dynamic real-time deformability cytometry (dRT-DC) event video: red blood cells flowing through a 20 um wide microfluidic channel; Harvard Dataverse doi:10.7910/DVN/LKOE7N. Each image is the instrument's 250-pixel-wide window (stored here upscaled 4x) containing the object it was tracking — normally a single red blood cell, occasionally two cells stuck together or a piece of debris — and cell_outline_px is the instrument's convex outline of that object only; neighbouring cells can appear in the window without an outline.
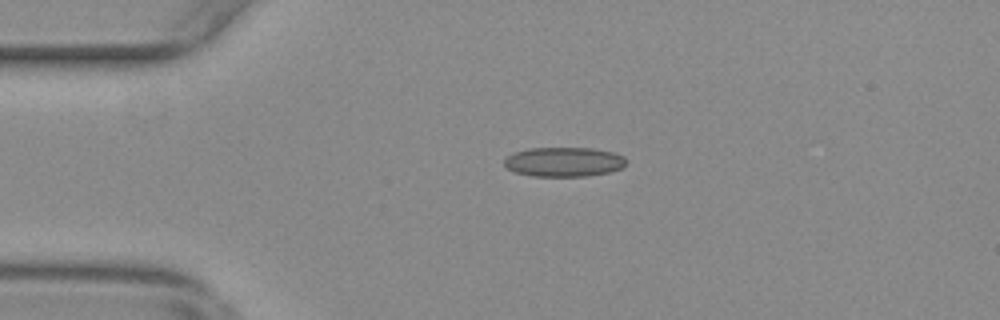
{"species": "common noctule bat (a hibernating species)", "species_latin": "Nyctalus noctula", "temperature_condition": "warm", "stored_images_in_passage": 51, "camera_frame_rate_fps": 3000, "um_per_image_px": 0.085, "animal": {"sex": "female", "body_mass_g": 29.2, "forearm_length_mm": 56.3}, "frame": {"image": 1, "passage_image": 8, "time_ms": 2.333, "image_size_px": [1000, 320], "cell_outline_px": [[628, 160], [624, 168], [608, 172], [588, 176], [532, 176], [516, 172], [508, 168], [504, 164], [504, 160], [512, 152], [528, 148], [592, 148], [612, 152], [624, 156]], "centroid_in_image_um": [47.96, 13.75], "position_along_channel_um": 37.0, "area_um2": 21.1}}
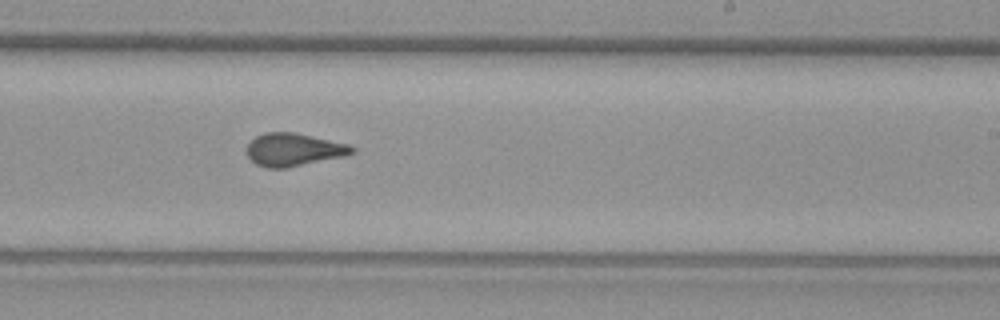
{"frame": {"image": 2, "passage_image": 29, "time_ms": 9.333, "image_size_px": [1000, 320], "cell_outline_px": [[356, 152], [344, 156], [288, 168], [268, 168], [256, 164], [248, 156], [248, 144], [256, 136], [264, 132], [292, 132], [348, 144], [356, 148]], "centroid_in_image_um": [24.98, 12.73], "position_along_channel_um": 264.0, "area_um2": 20.0}}
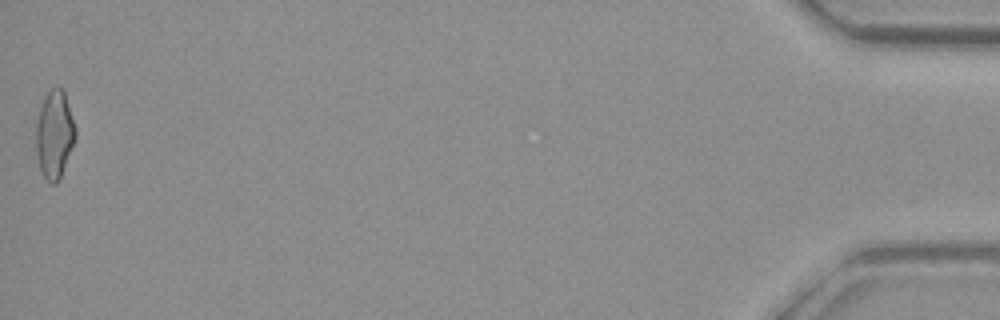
{"frame": {"image": 3, "passage_image": 51, "time_ms": 16.667, "image_size_px": [1000, 320], "cell_outline_px": [[76, 136], [60, 180], [56, 184], [52, 184], [44, 176], [40, 168], [36, 152], [36, 124], [40, 108], [44, 96], [52, 88], [60, 88], [64, 92], [76, 128]], "centroid_in_image_um": [4.63, 11.45], "position_along_channel_um": 430.6, "area_um2": 20.0}, "authors_computed_cell_mechanics": {"area_um2": 20.0566, "velocity_mm_per_s": 3.7064, "shape_relaxation_time_tau1_ms": null, "shape_relaxation_time_tau2_ms": 1.1466, "deformation_change_tau1": null, "deformation_change_tau2": 0.0741}}